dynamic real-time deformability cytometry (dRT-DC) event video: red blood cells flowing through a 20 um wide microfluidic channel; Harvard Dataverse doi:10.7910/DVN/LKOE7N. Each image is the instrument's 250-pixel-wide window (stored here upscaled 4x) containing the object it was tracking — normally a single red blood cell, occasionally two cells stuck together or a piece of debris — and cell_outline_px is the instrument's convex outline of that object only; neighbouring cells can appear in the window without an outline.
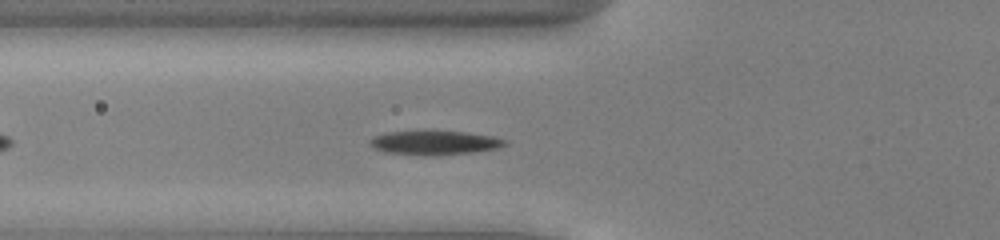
{"species": "common noctule bat (a hibernating species)", "species_latin": "Nyctalus noctula", "temperature_condition": "cold", "stored_images_in_passage": 36, "camera_frame_rate_fps": 3000, "um_per_image_px": 0.085, "animal": {"sex": "male", "body_mass_g": 13.0, "forearm_length_mm": 53.1}, "frame": {"image": 1, "passage_image": 3, "time_ms": 0.667, "image_size_px": [1000, 240], "cell_outline_px": [[508, 144], [500, 148], [472, 152], [432, 156], [428, 156], [388, 152], [372, 148], [368, 144], [368, 140], [372, 136], [388, 132], [424, 128], [468, 132], [492, 136], [508, 140]], "centroid_in_image_um": [36.91, 12.08], "position_along_channel_um": 88.9, "area_um2": 20.06}}
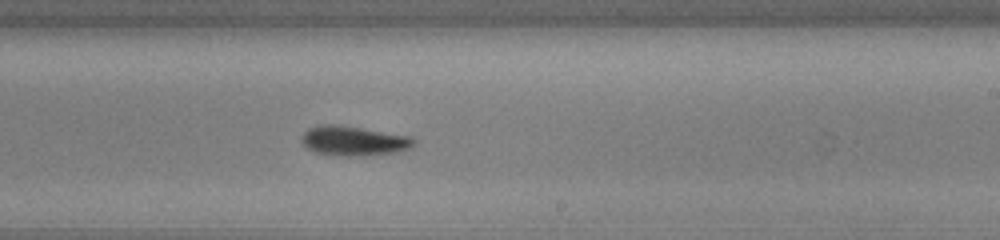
{"frame": {"image": 2, "passage_image": 16, "time_ms": 5.0, "image_size_px": [1000, 240], "cell_outline_px": [[416, 144], [408, 148], [396, 152], [368, 156], [336, 156], [316, 152], [308, 148], [300, 140], [300, 136], [308, 128], [320, 124], [332, 124], [360, 128], [412, 136], [416, 140]], "centroid_in_image_um": [30.06, 11.98], "position_along_channel_um": 258.9, "area_um2": 19.54}}
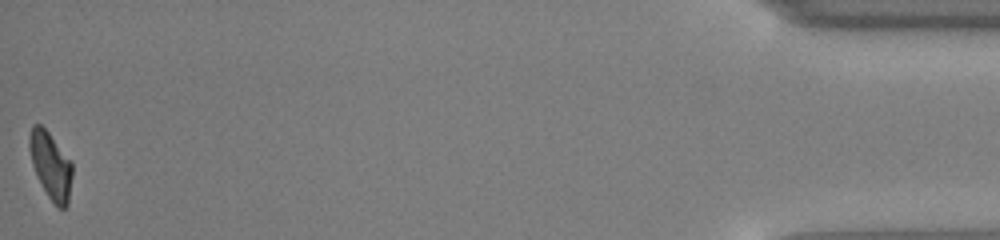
{"frame": {"image": 3, "passage_image": 36, "time_ms": 11.667, "image_size_px": [1000, 240], "cell_outline_px": [[72, 176], [68, 204], [64, 208], [56, 208], [48, 196], [36, 176], [32, 164], [28, 148], [28, 136], [32, 124], [40, 124], [48, 132], [72, 164]], "centroid_in_image_um": [4.28, 14.08], "position_along_channel_um": 430.9, "area_um2": 16.7}, "authors_computed_cell_mechanics": {"area_um2": 18.6694, "velocity_mm_per_s": 3.928, "shape_relaxation_time_tau1_ms": 2.8695, "shape_relaxation_time_tau2_ms": null, "deformation_change_tau1": 0.1313, "deformation_change_tau2": null}}